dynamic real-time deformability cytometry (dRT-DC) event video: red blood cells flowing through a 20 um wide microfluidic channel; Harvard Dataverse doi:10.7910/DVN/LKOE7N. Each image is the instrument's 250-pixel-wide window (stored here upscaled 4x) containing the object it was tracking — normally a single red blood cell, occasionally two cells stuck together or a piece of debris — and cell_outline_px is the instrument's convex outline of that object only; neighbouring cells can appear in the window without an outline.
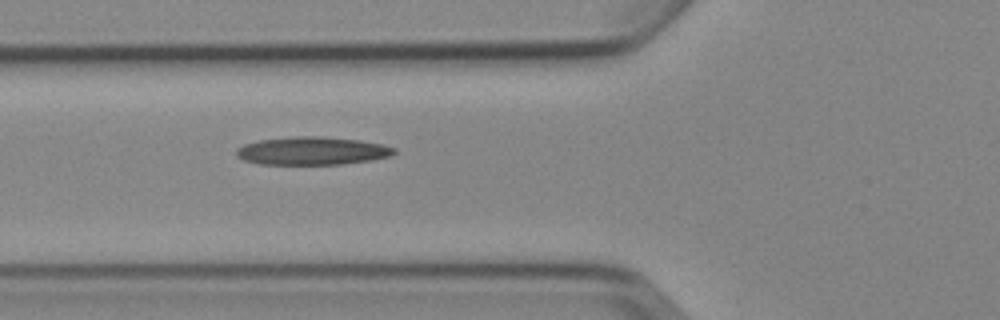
{"species": "Egyptian fruit bat (a non-hibernating species)", "species_latin": "Rousettus aegyptiacus", "temperature_condition": "cold", "stored_images_in_passage": 6, "camera_frame_rate_fps": 3000, "um_per_image_px": 0.085, "animal": {"sex": "female"}, "frame": {"image": 1, "passage_image": 6, "time_ms": 6.333, "image_size_px": [1000, 320], "cell_outline_px": [[396, 152], [392, 156], [372, 160], [340, 164], [260, 164], [244, 160], [236, 156], [236, 148], [244, 144], [260, 140], [296, 136], [320, 136], [360, 140], [384, 144], [396, 148]], "centroid_in_image_um": [26.57, 12.82], "position_along_channel_um": 99.2, "area_um2": 25.89}}